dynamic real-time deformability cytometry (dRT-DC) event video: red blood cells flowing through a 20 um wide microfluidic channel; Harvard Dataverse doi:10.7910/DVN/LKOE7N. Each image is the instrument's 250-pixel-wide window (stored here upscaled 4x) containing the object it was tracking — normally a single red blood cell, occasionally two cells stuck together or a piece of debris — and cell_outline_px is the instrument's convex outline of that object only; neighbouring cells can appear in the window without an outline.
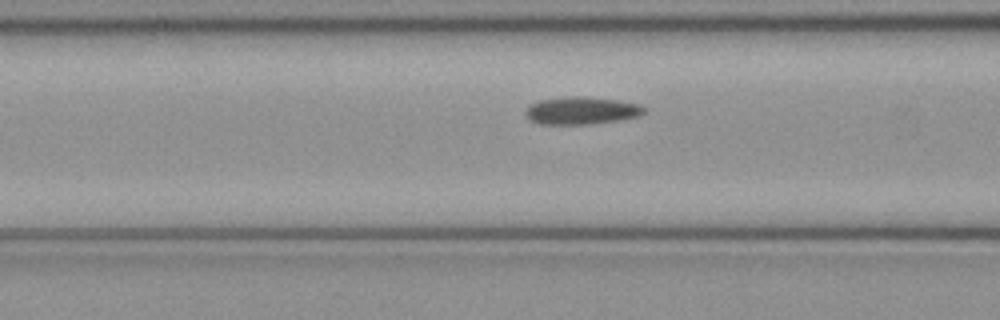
{"species": "common noctule bat (a hibernating species)", "species_latin": "Nyctalus noctula", "temperature_condition": "cold", "stored_images_in_passage": 37, "camera_frame_rate_fps": 3000, "um_per_image_px": 0.085, "animal": {"sex": "female", "body_mass_g": 21.9}, "frame": {"image": 1, "passage_image": 10, "time_ms": 3.0, "image_size_px": [1000, 320], "cell_outline_px": [[648, 112], [640, 116], [620, 120], [592, 124], [540, 124], [528, 120], [524, 112], [532, 104], [540, 100], [568, 96], [584, 96], [620, 100], [640, 104], [648, 108]], "centroid_in_image_um": [49.5, 9.4], "position_along_channel_um": 117.1, "area_um2": 19.42}}
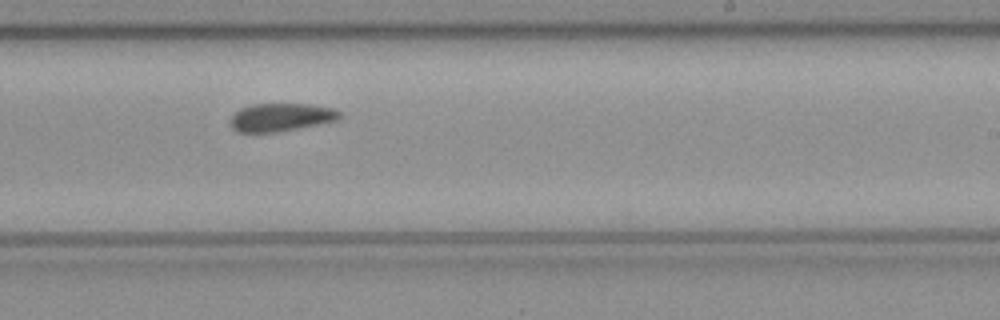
{"frame": {"image": 2, "passage_image": 21, "time_ms": 6.667, "image_size_px": [1000, 320], "cell_outline_px": [[340, 116], [336, 120], [276, 132], [236, 132], [232, 128], [232, 116], [240, 108], [252, 104], [308, 104], [332, 108], [340, 112]], "centroid_in_image_um": [23.84, 9.96], "position_along_channel_um": 265.2, "area_um2": 17.46}}
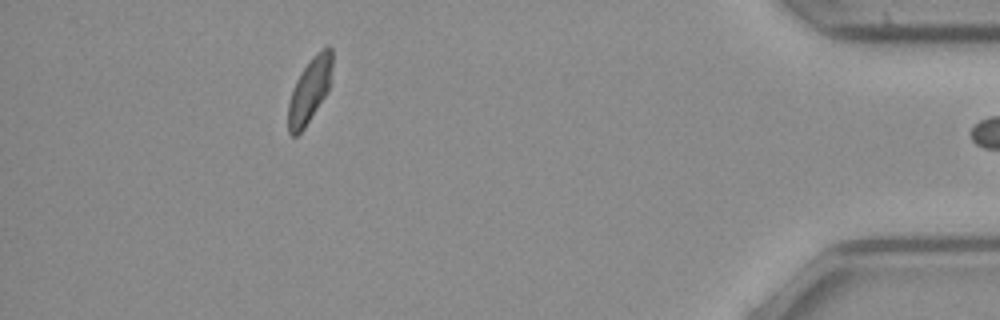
{"frame": {"image": 3, "passage_image": 36, "time_ms": 11.667, "image_size_px": [1000, 320], "cell_outline_px": [[332, 64], [328, 92], [304, 128], [296, 136], [292, 136], [288, 132], [288, 104], [296, 80], [312, 56], [328, 44], [332, 48]], "centroid_in_image_um": [26.32, 7.67], "position_along_channel_um": 408.9, "area_um2": 16.47}}